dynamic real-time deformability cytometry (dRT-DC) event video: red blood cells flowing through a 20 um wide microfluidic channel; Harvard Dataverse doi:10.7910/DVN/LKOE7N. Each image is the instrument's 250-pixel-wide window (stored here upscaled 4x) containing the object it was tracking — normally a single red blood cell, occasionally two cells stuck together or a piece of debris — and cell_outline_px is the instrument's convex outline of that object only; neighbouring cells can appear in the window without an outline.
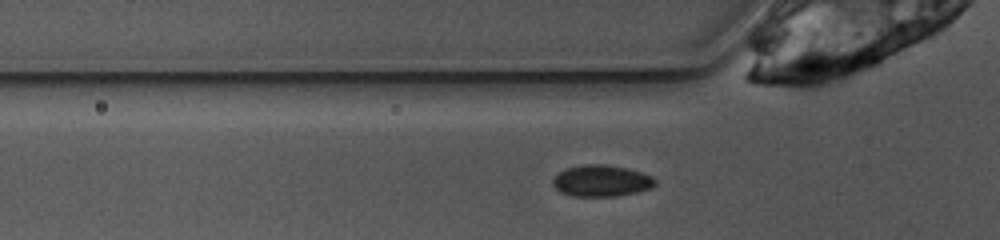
{"species": "common noctule bat (a hibernating species)", "species_latin": "Nyctalus noctula", "temperature_condition": "warm", "stored_images_in_passage": 29, "camera_frame_rate_fps": 3000, "um_per_image_px": 0.085, "animal": {"sex": "female", "body_mass_g": 10.0, "forearm_length_mm": 53.1}, "frame": {"image": 1, "passage_image": 2, "time_ms": 0.333, "image_size_px": [1000, 240], "cell_outline_px": [[656, 184], [652, 188], [636, 192], [616, 196], [572, 196], [560, 192], [552, 184], [552, 176], [568, 168], [584, 164], [604, 164], [628, 168], [652, 176], [656, 180]], "centroid_in_image_um": [51.11, 15.37], "position_along_channel_um": 74.7, "area_um2": 18.84}}
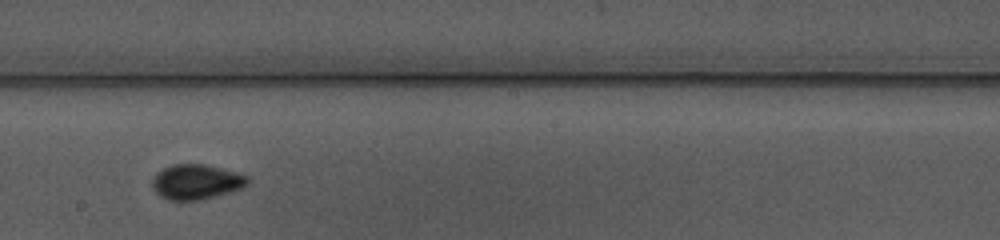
{"frame": {"image": 2, "passage_image": 14, "time_ms": 4.333, "image_size_px": [1000, 240], "cell_outline_px": [[248, 184], [240, 188], [228, 192], [200, 200], [168, 200], [160, 196], [152, 188], [152, 176], [156, 172], [172, 164], [204, 164], [248, 176]], "centroid_in_image_um": [16.61, 15.46], "position_along_channel_um": 231.6, "area_um2": 19.25}}
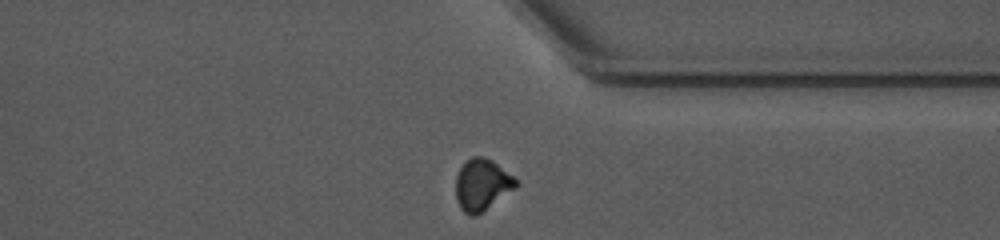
{"frame": {"image": 3, "passage_image": 25, "time_ms": 8.0, "image_size_px": [1000, 240], "cell_outline_px": [[516, 188], [476, 216], [472, 216], [464, 212], [460, 208], [456, 200], [456, 176], [464, 160], [472, 156], [480, 156], [492, 160], [512, 176], [516, 180]], "centroid_in_image_um": [40.93, 15.7], "position_along_channel_um": 370.5, "area_um2": 17.98}, "authors_computed_cell_mechanics": {"area_um2": 18.496, "velocity_mm_per_s": 3.8844, "shape_relaxation_time_tau1_ms": 4.9723, "shape_relaxation_time_tau2_ms": 1.283, "deformation_change_tau1": 0.0859, "deformation_change_tau2": 0.0355}}